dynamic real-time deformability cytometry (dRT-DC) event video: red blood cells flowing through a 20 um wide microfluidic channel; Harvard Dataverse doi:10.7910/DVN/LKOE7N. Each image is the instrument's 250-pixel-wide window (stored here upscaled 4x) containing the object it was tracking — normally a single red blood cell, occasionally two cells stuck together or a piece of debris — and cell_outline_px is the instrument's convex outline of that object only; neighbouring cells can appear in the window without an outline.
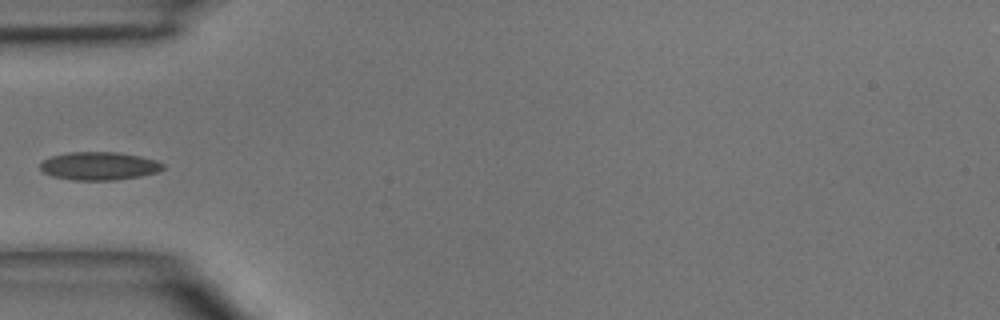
{"species": "common noctule bat (a hibernating species)", "species_latin": "Nyctalus noctula", "temperature_condition": "room temperature", "stored_images_in_passage": 5, "camera_frame_rate_fps": 3000, "um_per_image_px": 0.085, "animal": {"sex": "male", "body_mass_g": 15.6}, "frame": {"image": 1, "passage_image": 4, "time_ms": 3.333, "image_size_px": [1000, 320], "cell_outline_px": [[164, 168], [160, 172], [140, 176], [116, 180], [72, 180], [52, 176], [44, 172], [40, 168], [40, 164], [44, 160], [52, 156], [68, 152], [116, 152], [140, 156], [156, 160], [164, 164]], "centroid_in_image_um": [8.45, 14.11], "position_along_channel_um": 76.5, "area_um2": 20.17}}
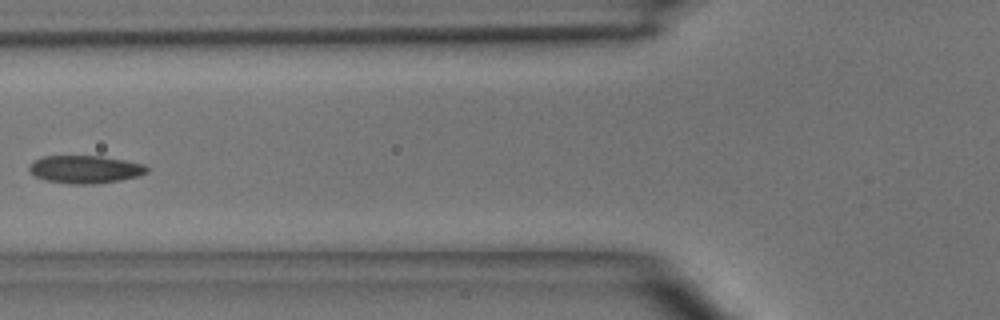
{"frame": {"image": 2, "passage_image": 5, "time_ms": 4.333, "image_size_px": [1000, 320], "cell_outline_px": [[148, 172], [136, 176], [120, 180], [96, 184], [72, 184], [48, 180], [36, 176], [28, 168], [36, 160], [44, 156], [100, 156], [124, 160], [144, 164], [148, 168]], "centroid_in_image_um": [7.28, 14.39], "position_along_channel_um": 118.5, "area_um2": 18.73}}